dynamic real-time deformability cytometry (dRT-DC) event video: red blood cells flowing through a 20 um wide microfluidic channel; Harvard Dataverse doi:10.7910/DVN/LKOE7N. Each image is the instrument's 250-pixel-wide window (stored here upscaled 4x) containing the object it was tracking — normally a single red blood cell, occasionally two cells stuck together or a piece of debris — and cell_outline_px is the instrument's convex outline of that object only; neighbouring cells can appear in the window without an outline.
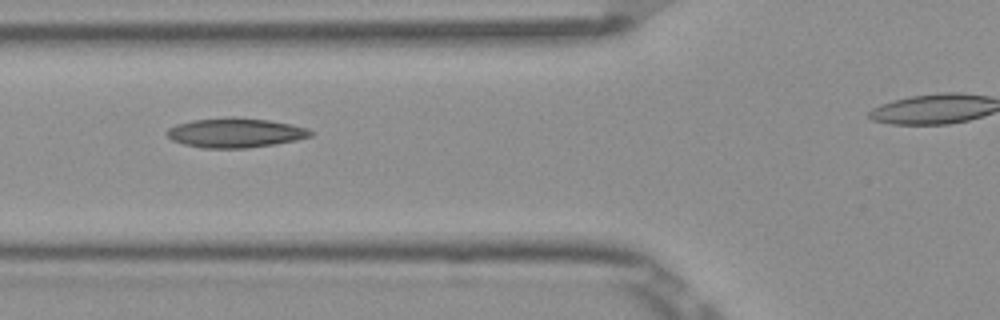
{"species": "Egyptian fruit bat (a non-hibernating species)", "species_latin": "Rousettus aegyptiacus", "temperature_condition": "room temperature", "stored_images_in_passage": 7, "camera_frame_rate_fps": 3000, "um_per_image_px": 0.085, "frame": {"image": 1, "passage_image": 4, "time_ms": 1.0, "image_size_px": [1000, 320], "cell_outline_px": [[312, 136], [296, 140], [276, 144], [244, 148], [204, 148], [184, 144], [172, 140], [164, 132], [168, 128], [176, 124], [192, 120], [232, 116], [268, 120], [292, 124], [308, 128], [312, 132]], "centroid_in_image_um": [19.99, 11.28], "position_along_channel_um": 105.8, "area_um2": 24.85}}
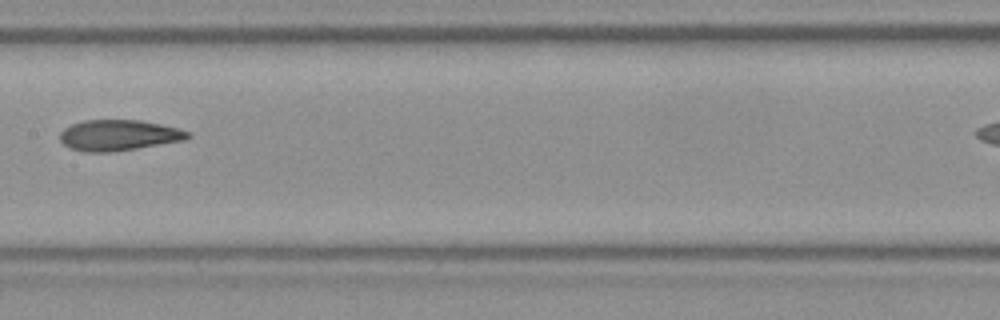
{"frame": {"image": 2, "passage_image": 6, "time_ms": 1.667, "image_size_px": [1000, 320], "cell_outline_px": [[192, 136], [184, 140], [112, 152], [84, 152], [68, 148], [60, 140], [60, 132], [64, 128], [72, 124], [84, 120], [140, 120], [160, 124], [192, 132]], "centroid_in_image_um": [10.07, 11.5], "position_along_channel_um": 197.3, "area_um2": 22.95}}
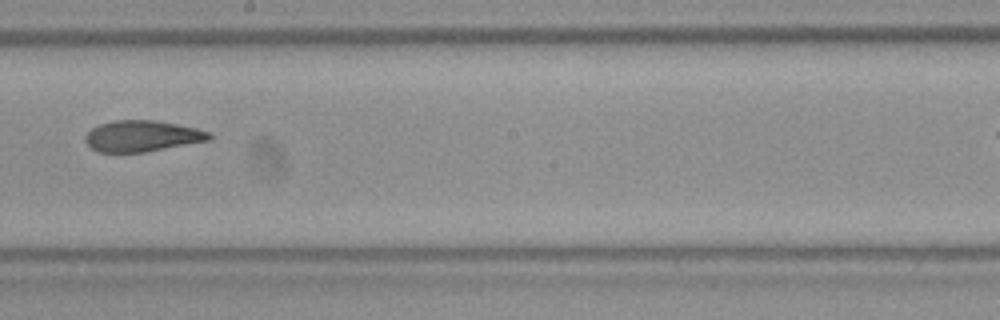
{"frame": {"image": 3, "passage_image": 7, "time_ms": 2.0, "image_size_px": [1000, 320], "cell_outline_px": [[212, 140], [144, 152], [96, 152], [84, 140], [84, 136], [92, 128], [100, 124], [116, 120], [156, 120], [196, 128], [212, 132]], "centroid_in_image_um": [12.1, 11.56], "position_along_channel_um": 236.1, "area_um2": 22.54}}